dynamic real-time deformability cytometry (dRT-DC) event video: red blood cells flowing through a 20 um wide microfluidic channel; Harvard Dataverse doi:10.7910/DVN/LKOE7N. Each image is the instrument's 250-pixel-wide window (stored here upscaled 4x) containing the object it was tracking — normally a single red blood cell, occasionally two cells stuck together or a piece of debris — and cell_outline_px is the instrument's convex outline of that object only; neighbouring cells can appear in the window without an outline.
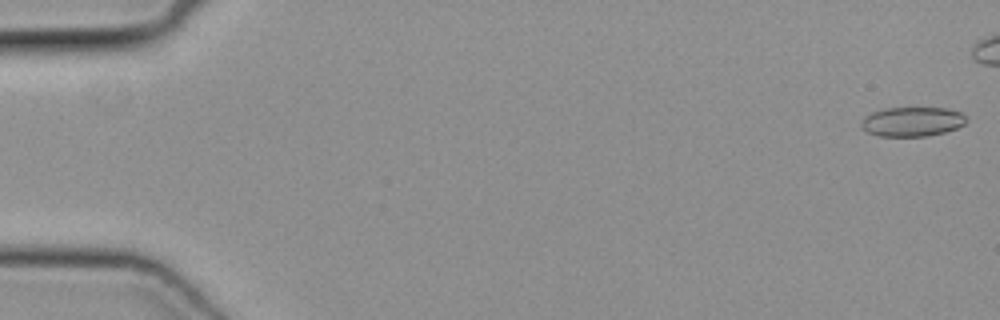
{"species": "common noctule bat (a hibernating species)", "species_latin": "Nyctalus noctula", "temperature_condition": "cold", "stored_images_in_passage": 41, "camera_frame_rate_fps": 3000, "um_per_image_px": 0.085, "animal": {"sex": "female", "body_mass_g": 19.3, "forearm_length_mm": 54.1}, "frame": {"image": 1, "passage_image": 1, "time_ms": 0.0, "image_size_px": [1000, 320], "cell_outline_px": [[968, 120], [964, 124], [956, 128], [944, 132], [924, 136], [880, 136], [868, 132], [860, 124], [860, 120], [864, 116], [872, 112], [888, 108], [944, 108], [960, 112]], "centroid_in_image_um": [77.52, 10.34], "position_along_channel_um": 7.5, "area_um2": 17.86}}
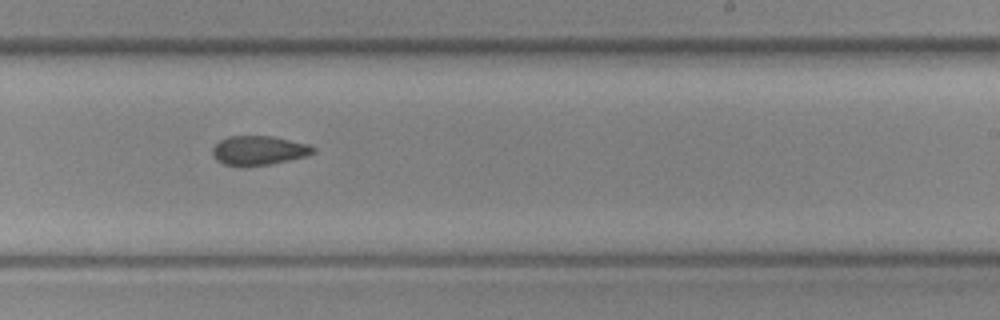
{"frame": {"image": 2, "passage_image": 31, "time_ms": 10.0, "image_size_px": [1000, 320], "cell_outline_px": [[316, 152], [308, 156], [268, 164], [244, 168], [224, 164], [216, 160], [212, 156], [212, 148], [220, 140], [228, 136], [272, 136], [308, 144], [316, 148]], "centroid_in_image_um": [21.98, 12.8], "position_along_channel_um": 267.0, "area_um2": 17.46}}
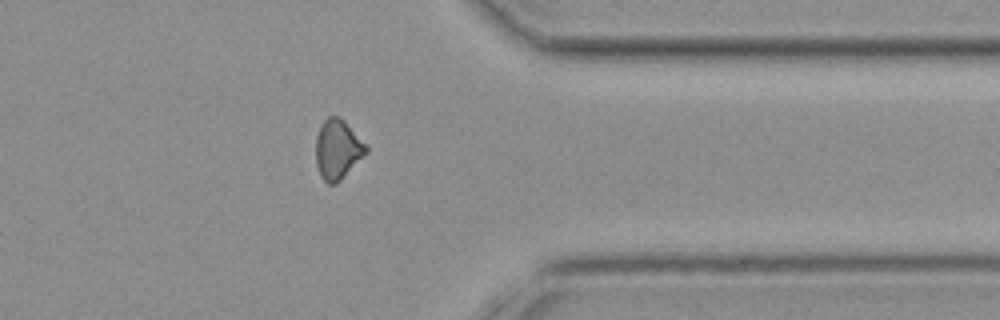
{"frame": {"image": 3, "passage_image": 40, "time_ms": 13.0, "image_size_px": [1000, 320], "cell_outline_px": [[368, 152], [336, 184], [328, 184], [320, 176], [316, 164], [316, 136], [320, 124], [328, 116], [340, 116], [368, 144]], "centroid_in_image_um": [28.71, 12.67], "position_along_channel_um": 382.7, "area_um2": 17.74}}